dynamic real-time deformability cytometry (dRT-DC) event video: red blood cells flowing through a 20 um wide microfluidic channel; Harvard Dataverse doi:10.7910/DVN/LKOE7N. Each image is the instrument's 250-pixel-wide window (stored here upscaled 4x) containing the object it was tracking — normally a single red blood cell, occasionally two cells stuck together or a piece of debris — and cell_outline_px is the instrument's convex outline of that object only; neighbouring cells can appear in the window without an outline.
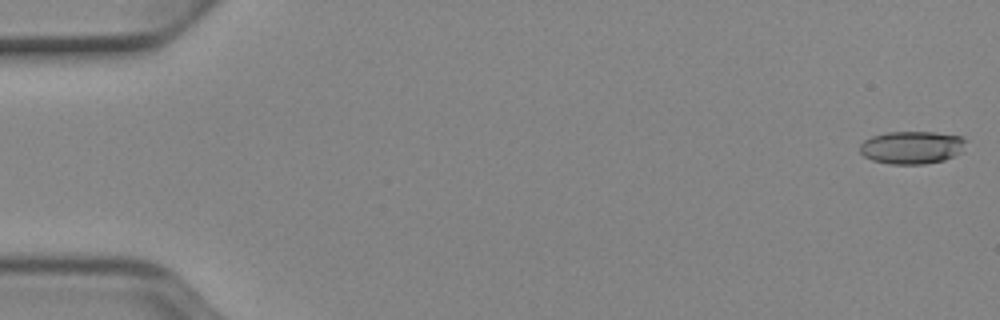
{"species": "Egyptian fruit bat (a non-hibernating species)", "species_latin": "Rousettus aegyptiacus", "temperature_condition": "cold", "stored_images_in_passage": 48, "camera_frame_rate_fps": 3000, "um_per_image_px": 0.085, "animal": {"sex": "female"}, "frame": {"image": 1, "passage_image": 1, "time_ms": 0.0, "image_size_px": [1000, 320], "cell_outline_px": [[968, 140], [964, 152], [944, 160], [924, 164], [888, 164], [872, 160], [864, 156], [860, 152], [860, 144], [864, 140], [872, 136], [888, 132], [936, 132], [960, 136]], "centroid_in_image_um": [77.55, 12.53], "position_along_channel_um": 7.4, "area_um2": 20.58}}
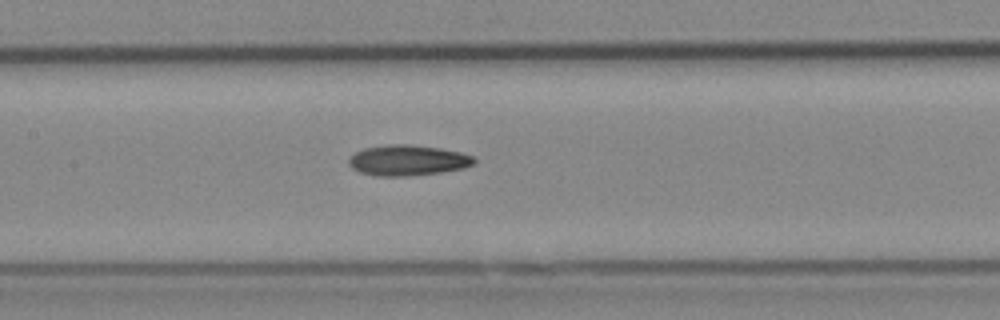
{"frame": {"image": 2, "passage_image": 25, "time_ms": 8.0, "image_size_px": [1000, 320], "cell_outline_px": [[476, 160], [472, 164], [464, 168], [440, 172], [408, 176], [376, 176], [360, 172], [352, 168], [348, 164], [348, 160], [356, 152], [364, 148], [388, 144], [412, 144], [440, 148], [460, 152], [472, 156]], "centroid_in_image_um": [34.64, 13.62], "position_along_channel_um": 172.8, "area_um2": 22.31}}
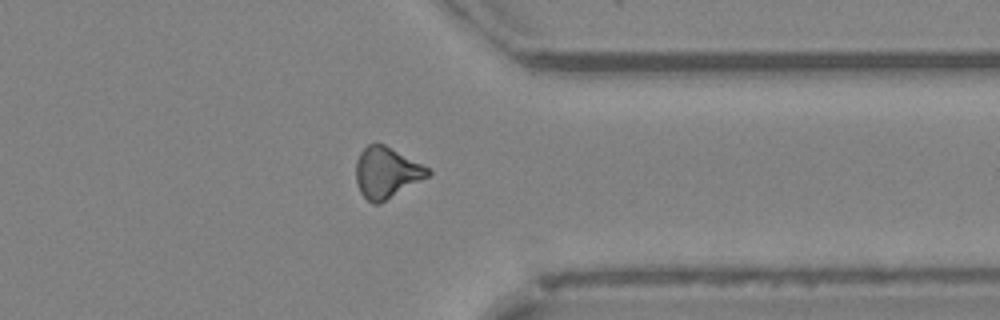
{"frame": {"image": 3, "passage_image": 41, "time_ms": 13.333, "image_size_px": [1000, 320], "cell_outline_px": [[432, 172], [428, 176], [380, 204], [372, 204], [360, 192], [356, 180], [356, 160], [360, 152], [368, 144], [384, 144], [432, 168]], "centroid_in_image_um": [32.87, 14.67], "position_along_channel_um": 378.5, "area_um2": 21.44}, "authors_computed_cell_mechanics": {"area_um2": 21.2415, "velocity_mm_per_s": 3.9414, "shape_relaxation_time_tau1_ms": 6.4233, "shape_relaxation_time_tau2_ms": 5.1079, "deformation_change_tau1": 0.1802, "deformation_change_tau2": 0.1432}}